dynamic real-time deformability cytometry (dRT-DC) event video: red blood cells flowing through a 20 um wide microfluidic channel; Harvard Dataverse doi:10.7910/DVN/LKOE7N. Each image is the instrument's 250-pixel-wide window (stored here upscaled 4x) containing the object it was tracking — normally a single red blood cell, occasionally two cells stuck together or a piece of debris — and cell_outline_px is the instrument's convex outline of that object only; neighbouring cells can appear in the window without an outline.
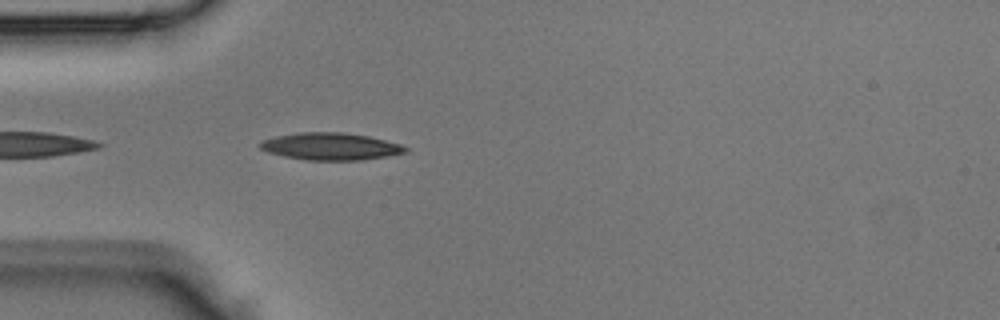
{"species": "Egyptian fruit bat (a non-hibernating species)", "species_latin": "Rousettus aegyptiacus", "temperature_condition": "room temperature", "stored_images_in_passage": 28, "camera_frame_rate_fps": 3000, "um_per_image_px": 0.085, "animal": {"sex": "male"}, "frame": {"image": 1, "passage_image": 2, "time_ms": 0.333, "image_size_px": [1000, 320], "cell_outline_px": [[408, 152], [360, 160], [308, 160], [284, 156], [268, 152], [260, 148], [260, 140], [276, 136], [296, 132], [340, 132], [368, 136], [400, 144], [408, 148]], "centroid_in_image_um": [28.07, 12.44], "position_along_channel_um": 56.9, "area_um2": 22.89}}
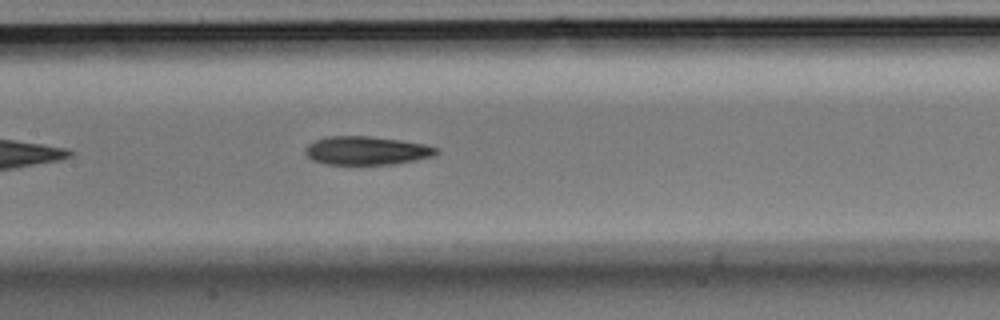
{"frame": {"image": 2, "passage_image": 10, "time_ms": 3.0, "image_size_px": [1000, 320], "cell_outline_px": [[440, 152], [436, 156], [416, 160], [392, 164], [324, 164], [312, 160], [304, 152], [304, 148], [308, 144], [316, 140], [328, 136], [368, 136], [400, 140], [424, 144], [440, 148]], "centroid_in_image_um": [31.19, 12.8], "position_along_channel_um": 176.2, "area_um2": 21.91}}
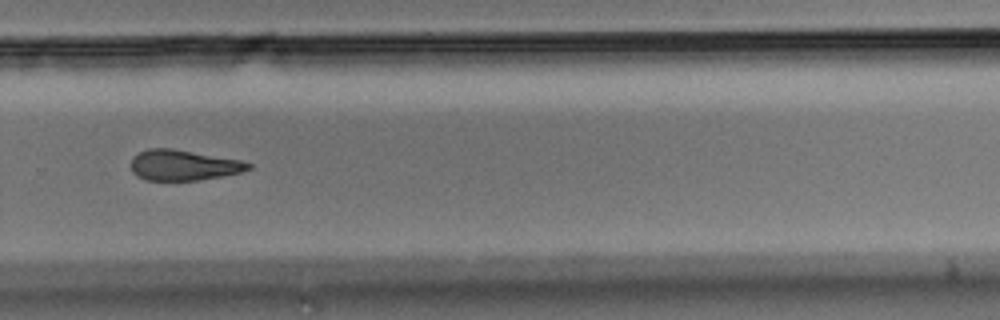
{"frame": {"image": 3, "passage_image": 19, "time_ms": 6.0, "image_size_px": [1000, 320], "cell_outline_px": [[252, 168], [240, 172], [200, 180], [144, 180], [136, 176], [132, 172], [132, 156], [148, 148], [172, 148], [240, 160], [252, 164]], "centroid_in_image_um": [15.56, 14.04], "position_along_channel_um": 314.2, "area_um2": 20.81}}